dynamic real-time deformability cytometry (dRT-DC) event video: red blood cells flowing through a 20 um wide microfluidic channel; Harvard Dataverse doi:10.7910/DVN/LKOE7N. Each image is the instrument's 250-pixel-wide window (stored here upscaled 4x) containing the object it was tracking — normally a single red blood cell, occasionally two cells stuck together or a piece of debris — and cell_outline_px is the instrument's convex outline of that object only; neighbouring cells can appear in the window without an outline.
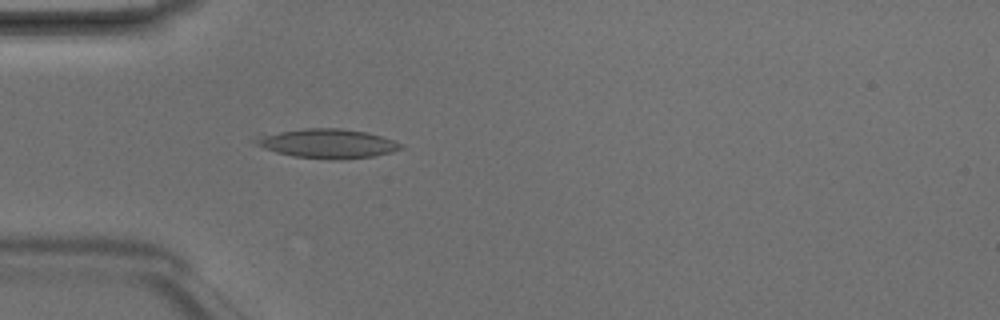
{"species": "Egyptian fruit bat (a non-hibernating species)", "species_latin": "Rousettus aegyptiacus", "temperature_condition": "room temperature", "stored_images_in_passage": 4, "camera_frame_rate_fps": 3000, "um_per_image_px": 0.085, "animal": {"sex": "male"}, "frame": {"image": 1, "passage_image": 4, "time_ms": 1.0, "image_size_px": [1000, 320], "cell_outline_px": [[404, 148], [392, 152], [372, 156], [292, 156], [276, 152], [264, 148], [252, 140], [256, 136], [304, 128], [340, 128], [364, 132], [380, 136], [404, 144]], "centroid_in_image_um": [27.82, 12.14], "position_along_channel_um": 57.2, "area_um2": 23.35}}